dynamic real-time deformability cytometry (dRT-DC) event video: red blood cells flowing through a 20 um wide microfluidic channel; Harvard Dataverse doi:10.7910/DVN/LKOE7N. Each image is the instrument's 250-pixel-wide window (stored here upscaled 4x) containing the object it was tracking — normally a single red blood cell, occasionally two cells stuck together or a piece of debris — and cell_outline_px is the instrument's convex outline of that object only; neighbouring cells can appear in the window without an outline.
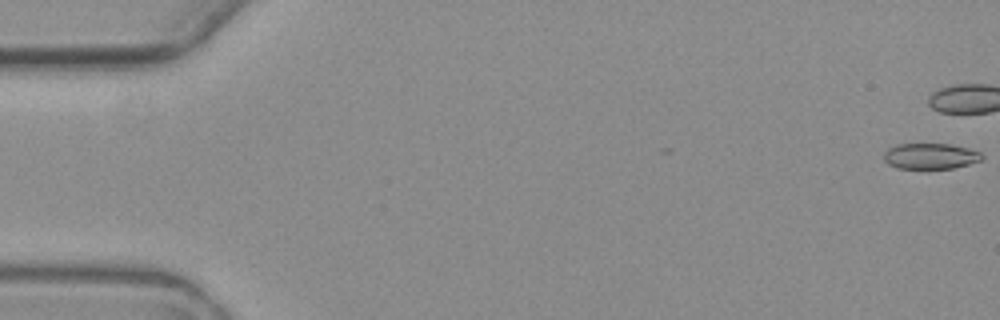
{"species": "common noctule bat (a hibernating species)", "species_latin": "Nyctalus noctula", "temperature_condition": "warm", "stored_images_in_passage": 5, "camera_frame_rate_fps": 3000, "um_per_image_px": 0.085, "animal": {"sex": "female", "body_mass_g": 19.3, "forearm_length_mm": 54.1}, "frame": {"image": 1, "passage_image": 1, "time_ms": 0.0, "image_size_px": [1000, 320], "cell_outline_px": [[984, 156], [980, 160], [968, 164], [952, 168], [896, 168], [888, 164], [884, 160], [884, 152], [888, 148], [896, 144], [952, 144], [968, 148], [980, 152]], "centroid_in_image_um": [79.06, 13.26], "position_along_channel_um": 5.9, "area_um2": 14.68}}